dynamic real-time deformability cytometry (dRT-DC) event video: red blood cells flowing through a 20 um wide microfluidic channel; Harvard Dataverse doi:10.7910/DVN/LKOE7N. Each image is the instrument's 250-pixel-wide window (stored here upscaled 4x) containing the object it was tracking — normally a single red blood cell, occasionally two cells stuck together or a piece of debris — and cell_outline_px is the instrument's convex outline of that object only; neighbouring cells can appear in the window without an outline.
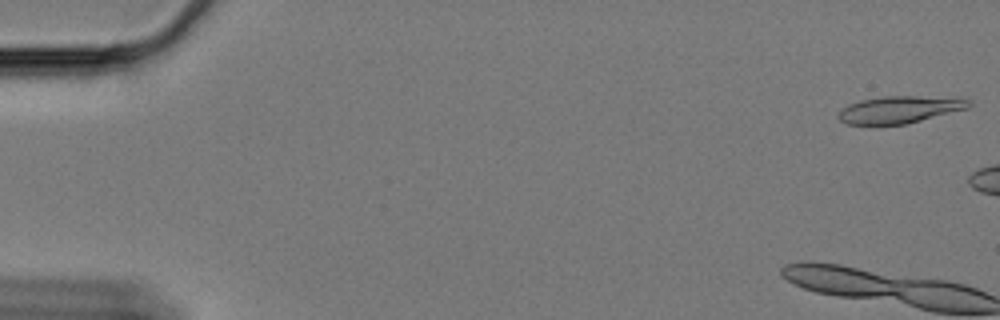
{"species": "Egyptian fruit bat (a non-hibernating species)", "species_latin": "Rousettus aegyptiacus", "temperature_condition": "cold", "stored_images_in_passage": 10, "camera_frame_rate_fps": 3000, "um_per_image_px": 0.085, "animal": {"sex": "female"}, "frame": {"image": 1, "passage_image": 1, "time_ms": 0.0, "image_size_px": [1000, 320], "cell_outline_px": [[972, 104], [968, 108], [904, 124], [848, 124], [840, 120], [836, 116], [848, 104], [860, 100], [884, 96], [916, 96], [972, 100]], "centroid_in_image_um": [76.42, 9.31], "position_along_channel_um": 8.6, "area_um2": 20.11}}